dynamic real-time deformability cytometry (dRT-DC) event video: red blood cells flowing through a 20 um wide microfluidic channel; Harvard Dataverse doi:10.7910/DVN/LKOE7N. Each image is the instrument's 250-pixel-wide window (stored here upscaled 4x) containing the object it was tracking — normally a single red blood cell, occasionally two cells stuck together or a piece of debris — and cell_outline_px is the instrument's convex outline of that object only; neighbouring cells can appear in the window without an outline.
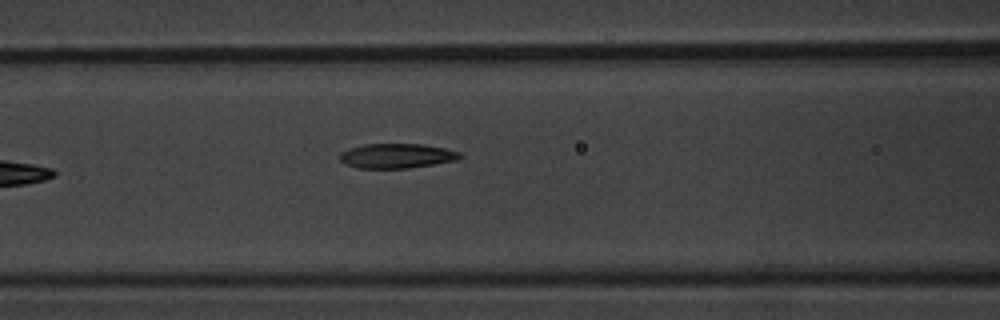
{"species": "common noctule bat (a hibernating species)", "species_latin": "Nyctalus noctula", "temperature_condition": "warm", "stored_images_in_passage": 8, "camera_frame_rate_fps": 3000, "um_per_image_px": 0.085, "animal": {"sex": "male", "body_mass_g": 20.1, "forearm_length_mm": 53.5}, "frame": {"image": 1, "passage_image": 8, "time_ms": 8.333, "image_size_px": [1000, 320], "cell_outline_px": [[464, 156], [456, 160], [408, 168], [356, 168], [344, 164], [340, 160], [340, 152], [348, 148], [364, 144], [424, 144], [444, 148], [460, 152]], "centroid_in_image_um": [33.69, 13.24], "position_along_channel_um": 132.9, "area_um2": 17.34}}